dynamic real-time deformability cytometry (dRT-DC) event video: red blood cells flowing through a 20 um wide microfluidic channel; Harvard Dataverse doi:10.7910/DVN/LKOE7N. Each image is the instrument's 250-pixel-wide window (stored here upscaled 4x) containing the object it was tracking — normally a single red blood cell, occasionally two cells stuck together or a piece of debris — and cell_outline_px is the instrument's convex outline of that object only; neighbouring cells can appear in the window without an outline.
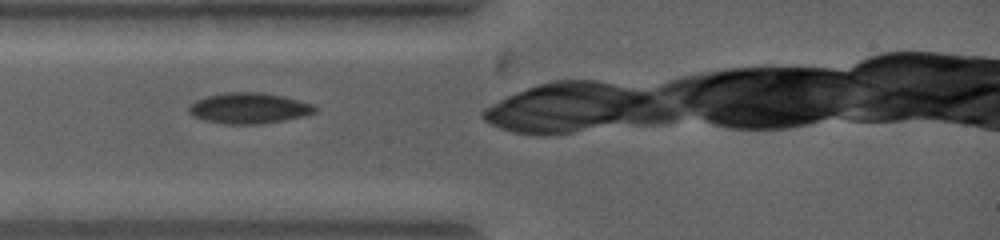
{"species": "common noctule bat (a hibernating species)", "species_latin": "Nyctalus noctula", "temperature_condition": "warm", "stored_images_in_passage": 4, "camera_frame_rate_fps": 5000, "um_per_image_px": 0.085, "animal": {"sex": "female", "body_mass_g": 19.0, "forearm_length_mm": 53.3}, "frame": {"image": 1, "passage_image": 2, "time_ms": 0.2, "image_size_px": [1000, 240], "cell_outline_px": [[320, 108], [316, 112], [304, 116], [284, 120], [260, 124], [224, 124], [204, 120], [192, 116], [188, 112], [188, 104], [196, 100], [208, 96], [228, 92], [260, 92], [284, 96], [312, 104]], "centroid_in_image_um": [21.16, 9.2], "position_along_channel_um": 63.8, "area_um2": 22.77}}